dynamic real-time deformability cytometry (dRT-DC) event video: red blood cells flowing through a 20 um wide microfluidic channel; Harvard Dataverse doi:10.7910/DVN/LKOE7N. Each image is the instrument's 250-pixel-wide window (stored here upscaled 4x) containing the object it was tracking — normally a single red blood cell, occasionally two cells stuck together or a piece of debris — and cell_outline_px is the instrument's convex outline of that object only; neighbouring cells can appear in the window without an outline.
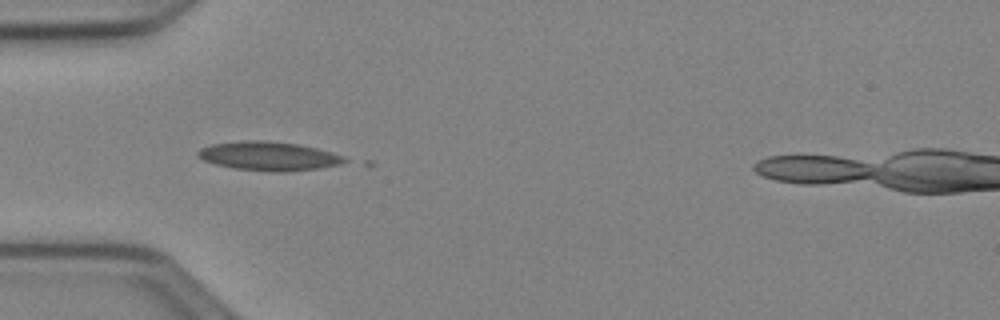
{"species": "Egyptian fruit bat (a non-hibernating species)", "species_latin": "Rousettus aegyptiacus", "temperature_condition": "cold", "stored_images_in_passage": 12, "camera_frame_rate_fps": 3000, "um_per_image_px": 0.085, "animal": {"sex": "female"}, "frame": {"image": 1, "passage_image": 10, "time_ms": 3.0, "image_size_px": [1000, 320], "cell_outline_px": [[348, 160], [340, 164], [320, 168], [280, 172], [268, 172], [232, 168], [216, 164], [204, 160], [196, 156], [196, 152], [200, 148], [212, 144], [244, 140], [260, 140], [296, 144], [316, 148], [344, 156]], "centroid_in_image_um": [22.8, 13.27], "position_along_channel_um": 62.2, "area_um2": 24.62}}